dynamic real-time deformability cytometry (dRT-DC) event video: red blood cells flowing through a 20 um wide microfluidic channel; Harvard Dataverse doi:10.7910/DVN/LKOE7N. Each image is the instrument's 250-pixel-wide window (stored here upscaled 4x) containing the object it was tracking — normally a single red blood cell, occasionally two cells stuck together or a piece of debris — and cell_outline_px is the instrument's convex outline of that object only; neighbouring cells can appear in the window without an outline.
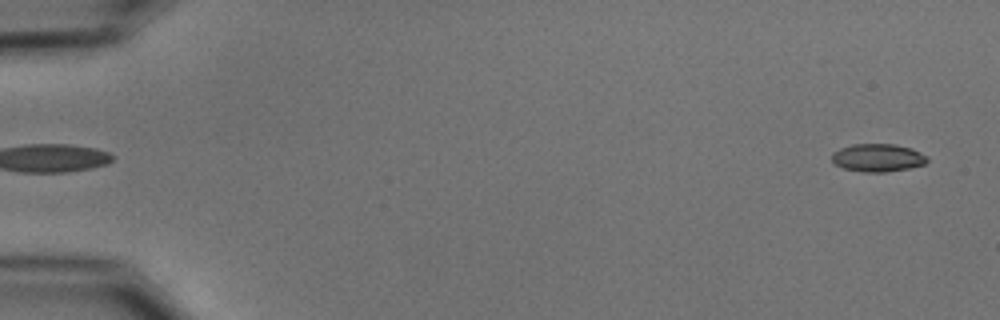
{"species": "common noctule bat (a hibernating species)", "species_latin": "Nyctalus noctula", "temperature_condition": "cold", "stored_images_in_passage": 15, "camera_frame_rate_fps": 3000, "um_per_image_px": 0.085, "animal": {"sex": "male", "body_mass_g": 15.6}, "frame": {"image": 1, "passage_image": 2, "time_ms": 0.333, "image_size_px": [1000, 320], "cell_outline_px": [[928, 160], [924, 164], [908, 168], [888, 172], [864, 172], [844, 168], [832, 164], [832, 152], [840, 148], [852, 144], [896, 144], [912, 148], [928, 156]], "centroid_in_image_um": [74.6, 13.4], "position_along_channel_um": 10.4, "area_um2": 15.66}}
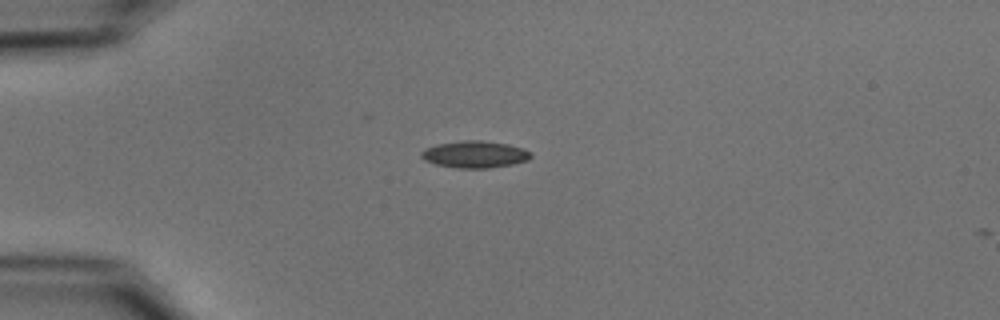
{"frame": {"image": 2, "passage_image": 14, "time_ms": 4.333, "image_size_px": [1000, 320], "cell_outline_px": [[532, 156], [528, 160], [512, 164], [488, 168], [456, 168], [436, 164], [424, 160], [420, 156], [420, 152], [424, 148], [436, 144], [460, 140], [480, 140], [508, 144], [524, 148], [532, 152]], "centroid_in_image_um": [40.34, 13.11], "position_along_channel_um": 44.7, "area_um2": 17.4}}